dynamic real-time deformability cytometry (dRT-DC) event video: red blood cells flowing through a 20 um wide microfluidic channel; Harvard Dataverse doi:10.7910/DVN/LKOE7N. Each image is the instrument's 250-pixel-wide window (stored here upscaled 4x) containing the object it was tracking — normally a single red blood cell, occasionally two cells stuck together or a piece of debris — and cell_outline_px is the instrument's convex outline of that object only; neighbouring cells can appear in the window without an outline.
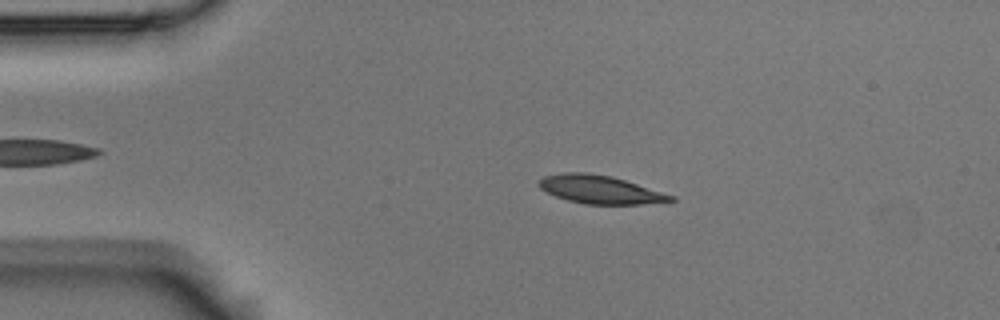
{"species": "Egyptian fruit bat (a non-hibernating species)", "species_latin": "Rousettus aegyptiacus", "temperature_condition": "room temperature", "stored_images_in_passage": 4, "camera_frame_rate_fps": 3000, "um_per_image_px": 0.085, "animal": {"sex": "male"}, "frame": {"image": 1, "passage_image": 3, "time_ms": 0.667, "image_size_px": [1000, 320], "cell_outline_px": [[676, 200], [640, 204], [584, 204], [568, 200], [556, 196], [540, 188], [536, 184], [544, 176], [564, 172], [588, 172], [612, 176], [676, 196]], "centroid_in_image_um": [51.0, 16.1], "position_along_channel_um": 34.0, "area_um2": 21.62}}